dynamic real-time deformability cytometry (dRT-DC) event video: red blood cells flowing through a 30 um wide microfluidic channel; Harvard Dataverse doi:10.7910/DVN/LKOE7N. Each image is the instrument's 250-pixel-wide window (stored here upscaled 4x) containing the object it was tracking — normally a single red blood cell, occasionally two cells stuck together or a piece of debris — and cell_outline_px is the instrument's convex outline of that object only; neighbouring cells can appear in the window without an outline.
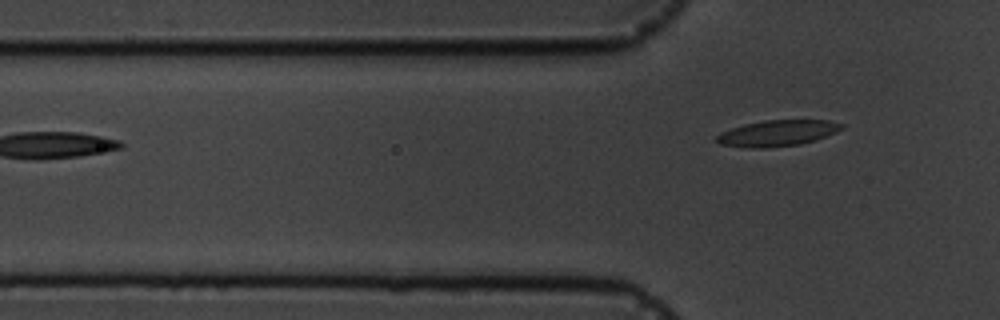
{"species": "common noctule bat (a hibernating species)", "species_latin": "Nyctalus noctula", "temperature_condition": "cold", "stored_images_in_passage": 5, "segment_of_instrument_passage": [2, 2], "camera_frame_rate_fps": 3000, "um_per_image_px": 0.085, "animal": {"sex": "male", "body_mass_g": 19.5, "forearm_length_mm": 54.6}, "frame": {"image": 1, "passage_image": 5, "time_ms": 5.333, "image_size_px": [1000, 320], "cell_outline_px": [[844, 128], [836, 132], [816, 140], [800, 144], [764, 148], [748, 148], [720, 144], [716, 140], [716, 136], [720, 132], [744, 124], [764, 120], [828, 120], [844, 124]], "centroid_in_image_um": [66.09, 11.31], "position_along_channel_um": 59.7, "area_um2": 19.02}}